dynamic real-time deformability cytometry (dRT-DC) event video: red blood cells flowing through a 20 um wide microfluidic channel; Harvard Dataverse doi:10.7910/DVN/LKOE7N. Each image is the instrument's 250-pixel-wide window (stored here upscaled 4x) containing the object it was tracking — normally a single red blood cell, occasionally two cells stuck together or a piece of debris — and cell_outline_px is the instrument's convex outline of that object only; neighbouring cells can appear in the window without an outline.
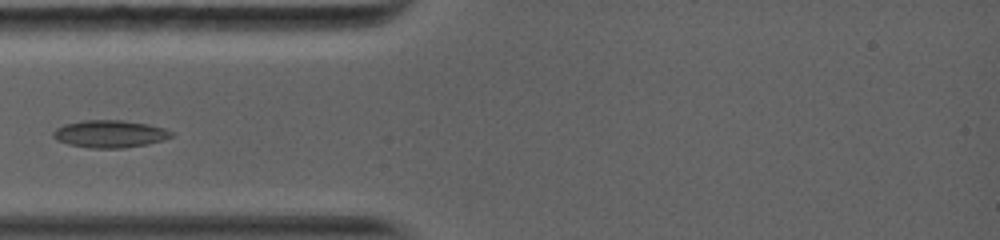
{"species": "common noctule bat (a hibernating species)", "species_latin": "Nyctalus noctula", "temperature_condition": "warm", "stored_images_in_passage": 4, "camera_frame_rate_fps": 5000, "um_per_image_px": 0.085, "animal": {"sex": "female", "body_mass_g": 19.0, "forearm_length_mm": 56.7}, "frame": {"image": 1, "passage_image": 3, "time_ms": 2.4, "image_size_px": [1000, 240], "cell_outline_px": [[172, 136], [164, 140], [124, 148], [92, 148], [68, 144], [56, 140], [52, 136], [52, 132], [56, 128], [64, 124], [80, 120], [120, 120], [148, 124], [164, 128], [172, 132]], "centroid_in_image_um": [9.29, 11.37], "position_along_channel_um": 75.7, "area_um2": 18.84}}
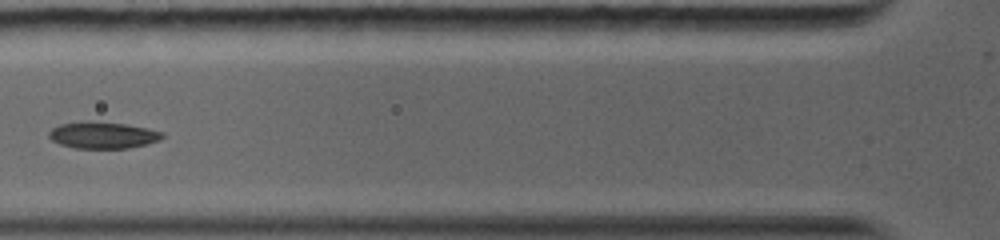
{"frame": {"image": 2, "passage_image": 4, "time_ms": 3.4, "image_size_px": [1000, 240], "cell_outline_px": [[164, 136], [160, 140], [128, 148], [76, 148], [60, 144], [52, 140], [48, 136], [48, 132], [52, 128], [60, 124], [88, 120], [128, 124], [148, 128], [164, 132]], "centroid_in_image_um": [8.74, 11.47], "position_along_channel_um": 117.1, "area_um2": 17.74}}